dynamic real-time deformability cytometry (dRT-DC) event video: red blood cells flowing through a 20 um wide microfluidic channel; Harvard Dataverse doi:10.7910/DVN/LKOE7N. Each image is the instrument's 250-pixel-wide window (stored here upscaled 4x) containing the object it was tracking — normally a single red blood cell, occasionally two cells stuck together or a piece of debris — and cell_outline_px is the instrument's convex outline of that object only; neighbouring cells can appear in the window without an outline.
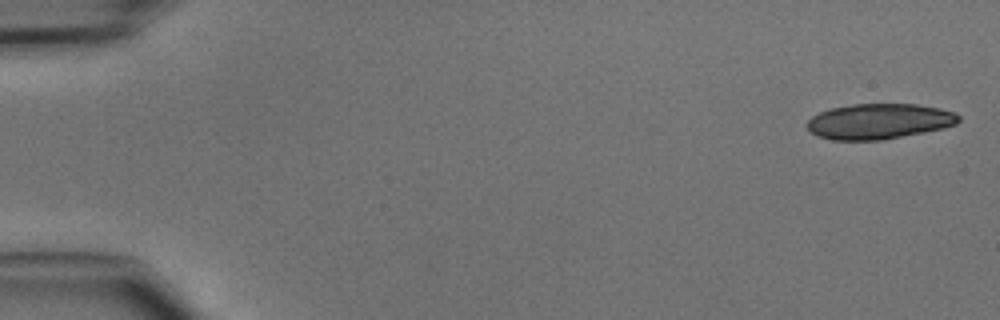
{"species": "common noctule bat (a hibernating species)", "species_latin": "Nyctalus noctula", "temperature_condition": "cold", "stored_images_in_passage": 8, "camera_frame_rate_fps": 3000, "um_per_image_px": 0.085, "animal": {"sex": "male", "body_mass_g": 15.6}, "frame": {"image": 1, "passage_image": 1, "time_ms": 0.0, "image_size_px": [1000, 320], "cell_outline_px": [[960, 120], [956, 124], [924, 132], [880, 140], [832, 140], [816, 136], [808, 128], [808, 120], [812, 116], [820, 112], [832, 108], [852, 104], [916, 104], [940, 108], [956, 112], [960, 116]], "centroid_in_image_um": [74.72, 10.31], "position_along_channel_um": 10.3, "area_um2": 31.15}}